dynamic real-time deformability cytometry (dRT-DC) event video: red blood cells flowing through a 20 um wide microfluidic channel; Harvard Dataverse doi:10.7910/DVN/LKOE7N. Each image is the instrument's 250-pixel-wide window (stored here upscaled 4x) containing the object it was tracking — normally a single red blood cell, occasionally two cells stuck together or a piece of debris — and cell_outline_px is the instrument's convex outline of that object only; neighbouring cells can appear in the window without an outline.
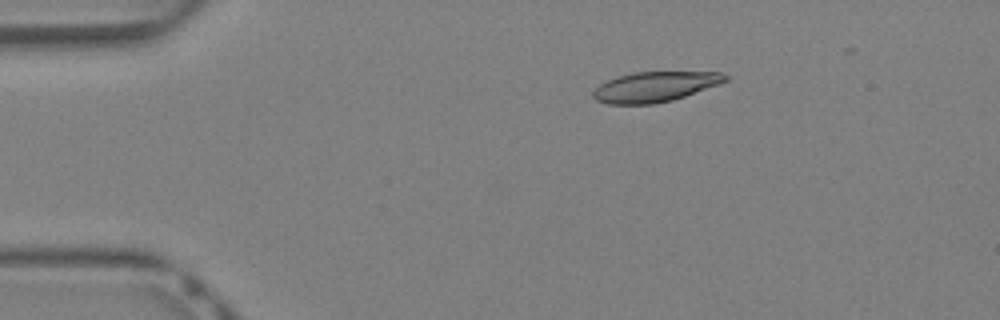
{"species": "Egyptian fruit bat (a non-hibernating species)", "species_latin": "Rousettus aegyptiacus", "temperature_condition": "warm", "stored_images_in_passage": 39, "camera_frame_rate_fps": 3000, "um_per_image_px": 0.085, "animal": {"sex": "female"}, "frame": {"image": 1, "passage_image": 8, "time_ms": 2.333, "image_size_px": [1000, 320], "cell_outline_px": [[728, 80], [720, 84], [672, 100], [652, 104], [608, 104], [596, 100], [592, 96], [592, 92], [600, 84], [616, 76], [636, 72], [720, 72], [728, 76]], "centroid_in_image_um": [55.65, 7.37], "position_along_channel_um": 29.3, "area_um2": 23.12}}
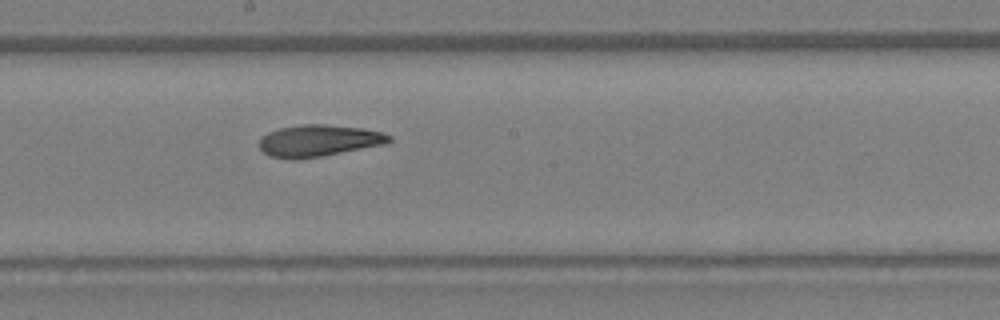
{"frame": {"image": 2, "passage_image": 23, "time_ms": 7.333, "image_size_px": [1000, 320], "cell_outline_px": [[392, 140], [388, 144], [320, 156], [268, 156], [260, 148], [260, 140], [268, 132], [280, 128], [304, 124], [324, 124], [364, 128], [380, 132], [392, 136]], "centroid_in_image_um": [27.19, 11.91], "position_along_channel_um": 221.0, "area_um2": 23.24}}
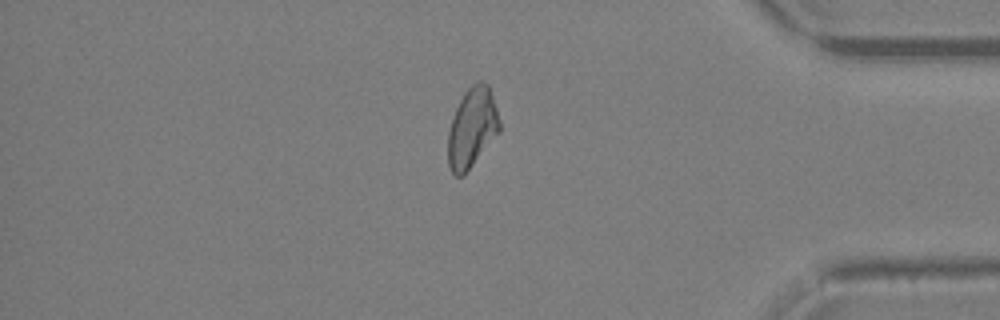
{"frame": {"image": 3, "passage_image": 35, "time_ms": 11.333, "image_size_px": [1000, 320], "cell_outline_px": [[500, 132], [464, 176], [456, 176], [452, 172], [448, 164], [448, 132], [456, 108], [464, 92], [472, 84], [480, 80], [484, 80], [488, 84], [500, 120]], "centroid_in_image_um": [40.14, 10.87], "position_along_channel_um": 395.1, "area_um2": 24.04}}